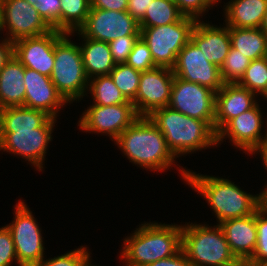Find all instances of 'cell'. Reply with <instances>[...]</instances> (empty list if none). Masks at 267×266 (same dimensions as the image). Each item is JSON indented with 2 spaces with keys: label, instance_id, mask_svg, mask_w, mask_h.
<instances>
[{
  "label": "cell",
  "instance_id": "14",
  "mask_svg": "<svg viewBox=\"0 0 267 266\" xmlns=\"http://www.w3.org/2000/svg\"><path fill=\"white\" fill-rule=\"evenodd\" d=\"M172 71L174 76L206 86L214 92L224 85L220 68L206 60L203 52L192 40L178 53Z\"/></svg>",
  "mask_w": 267,
  "mask_h": 266
},
{
  "label": "cell",
  "instance_id": "7",
  "mask_svg": "<svg viewBox=\"0 0 267 266\" xmlns=\"http://www.w3.org/2000/svg\"><path fill=\"white\" fill-rule=\"evenodd\" d=\"M196 22L194 18L183 16L175 23L140 28V37L149 47L156 67L173 68L178 53L191 40Z\"/></svg>",
  "mask_w": 267,
  "mask_h": 266
},
{
  "label": "cell",
  "instance_id": "46",
  "mask_svg": "<svg viewBox=\"0 0 267 266\" xmlns=\"http://www.w3.org/2000/svg\"><path fill=\"white\" fill-rule=\"evenodd\" d=\"M2 16H3L2 0H0V31H1V26H2Z\"/></svg>",
  "mask_w": 267,
  "mask_h": 266
},
{
  "label": "cell",
  "instance_id": "28",
  "mask_svg": "<svg viewBox=\"0 0 267 266\" xmlns=\"http://www.w3.org/2000/svg\"><path fill=\"white\" fill-rule=\"evenodd\" d=\"M88 91L92 94L95 105H116L132 103L128 101L110 75L96 76L89 79Z\"/></svg>",
  "mask_w": 267,
  "mask_h": 266
},
{
  "label": "cell",
  "instance_id": "6",
  "mask_svg": "<svg viewBox=\"0 0 267 266\" xmlns=\"http://www.w3.org/2000/svg\"><path fill=\"white\" fill-rule=\"evenodd\" d=\"M69 35L63 33L55 42V60L50 79L63 98L73 103L86 95L89 79L84 70L80 46L73 43Z\"/></svg>",
  "mask_w": 267,
  "mask_h": 266
},
{
  "label": "cell",
  "instance_id": "21",
  "mask_svg": "<svg viewBox=\"0 0 267 266\" xmlns=\"http://www.w3.org/2000/svg\"><path fill=\"white\" fill-rule=\"evenodd\" d=\"M191 40L203 52L206 60L221 68L231 48L228 26L219 27L197 21L191 33Z\"/></svg>",
  "mask_w": 267,
  "mask_h": 266
},
{
  "label": "cell",
  "instance_id": "23",
  "mask_svg": "<svg viewBox=\"0 0 267 266\" xmlns=\"http://www.w3.org/2000/svg\"><path fill=\"white\" fill-rule=\"evenodd\" d=\"M25 67L13 57L0 71V109L24 106Z\"/></svg>",
  "mask_w": 267,
  "mask_h": 266
},
{
  "label": "cell",
  "instance_id": "2",
  "mask_svg": "<svg viewBox=\"0 0 267 266\" xmlns=\"http://www.w3.org/2000/svg\"><path fill=\"white\" fill-rule=\"evenodd\" d=\"M130 162L151 171L169 170L176 157L148 116H139L114 141Z\"/></svg>",
  "mask_w": 267,
  "mask_h": 266
},
{
  "label": "cell",
  "instance_id": "11",
  "mask_svg": "<svg viewBox=\"0 0 267 266\" xmlns=\"http://www.w3.org/2000/svg\"><path fill=\"white\" fill-rule=\"evenodd\" d=\"M84 37L110 43L123 36H140L139 22L127 11L90 8L78 30Z\"/></svg>",
  "mask_w": 267,
  "mask_h": 266
},
{
  "label": "cell",
  "instance_id": "8",
  "mask_svg": "<svg viewBox=\"0 0 267 266\" xmlns=\"http://www.w3.org/2000/svg\"><path fill=\"white\" fill-rule=\"evenodd\" d=\"M57 119L50 117L35 129H0V151L19 155L42 171Z\"/></svg>",
  "mask_w": 267,
  "mask_h": 266
},
{
  "label": "cell",
  "instance_id": "16",
  "mask_svg": "<svg viewBox=\"0 0 267 266\" xmlns=\"http://www.w3.org/2000/svg\"><path fill=\"white\" fill-rule=\"evenodd\" d=\"M261 108L257 103L253 108L244 111L237 117L231 119L218 133L217 145L223 139L229 138L231 143L245 154H252L253 151L267 138V128L262 135L263 117Z\"/></svg>",
  "mask_w": 267,
  "mask_h": 266
},
{
  "label": "cell",
  "instance_id": "4",
  "mask_svg": "<svg viewBox=\"0 0 267 266\" xmlns=\"http://www.w3.org/2000/svg\"><path fill=\"white\" fill-rule=\"evenodd\" d=\"M148 117L163 133L168 149L176 158L218 146L217 133L208 122L191 118L169 106L154 110Z\"/></svg>",
  "mask_w": 267,
  "mask_h": 266
},
{
  "label": "cell",
  "instance_id": "27",
  "mask_svg": "<svg viewBox=\"0 0 267 266\" xmlns=\"http://www.w3.org/2000/svg\"><path fill=\"white\" fill-rule=\"evenodd\" d=\"M184 15L173 0H152L144 17L139 21L140 28L163 26L178 22Z\"/></svg>",
  "mask_w": 267,
  "mask_h": 266
},
{
  "label": "cell",
  "instance_id": "26",
  "mask_svg": "<svg viewBox=\"0 0 267 266\" xmlns=\"http://www.w3.org/2000/svg\"><path fill=\"white\" fill-rule=\"evenodd\" d=\"M50 116L44 111L25 106L0 109V129H35L41 127Z\"/></svg>",
  "mask_w": 267,
  "mask_h": 266
},
{
  "label": "cell",
  "instance_id": "47",
  "mask_svg": "<svg viewBox=\"0 0 267 266\" xmlns=\"http://www.w3.org/2000/svg\"><path fill=\"white\" fill-rule=\"evenodd\" d=\"M214 4H217V2L219 3L220 0H211Z\"/></svg>",
  "mask_w": 267,
  "mask_h": 266
},
{
  "label": "cell",
  "instance_id": "45",
  "mask_svg": "<svg viewBox=\"0 0 267 266\" xmlns=\"http://www.w3.org/2000/svg\"><path fill=\"white\" fill-rule=\"evenodd\" d=\"M260 29L267 35V11L264 15V19H263Z\"/></svg>",
  "mask_w": 267,
  "mask_h": 266
},
{
  "label": "cell",
  "instance_id": "17",
  "mask_svg": "<svg viewBox=\"0 0 267 266\" xmlns=\"http://www.w3.org/2000/svg\"><path fill=\"white\" fill-rule=\"evenodd\" d=\"M62 34L53 29L41 36L19 39L14 42V57L24 67L50 77L54 67L55 42Z\"/></svg>",
  "mask_w": 267,
  "mask_h": 266
},
{
  "label": "cell",
  "instance_id": "9",
  "mask_svg": "<svg viewBox=\"0 0 267 266\" xmlns=\"http://www.w3.org/2000/svg\"><path fill=\"white\" fill-rule=\"evenodd\" d=\"M14 208V220L6 226L13 238L18 266H36L45 254L41 228L25 202L19 200Z\"/></svg>",
  "mask_w": 267,
  "mask_h": 266
},
{
  "label": "cell",
  "instance_id": "48",
  "mask_svg": "<svg viewBox=\"0 0 267 266\" xmlns=\"http://www.w3.org/2000/svg\"><path fill=\"white\" fill-rule=\"evenodd\" d=\"M263 203L267 206V197L263 200Z\"/></svg>",
  "mask_w": 267,
  "mask_h": 266
},
{
  "label": "cell",
  "instance_id": "25",
  "mask_svg": "<svg viewBox=\"0 0 267 266\" xmlns=\"http://www.w3.org/2000/svg\"><path fill=\"white\" fill-rule=\"evenodd\" d=\"M228 29L231 46L250 61L267 56V35L260 28Z\"/></svg>",
  "mask_w": 267,
  "mask_h": 266
},
{
  "label": "cell",
  "instance_id": "19",
  "mask_svg": "<svg viewBox=\"0 0 267 266\" xmlns=\"http://www.w3.org/2000/svg\"><path fill=\"white\" fill-rule=\"evenodd\" d=\"M257 95L238 83H224L215 94V124L218 133L231 119L253 108Z\"/></svg>",
  "mask_w": 267,
  "mask_h": 266
},
{
  "label": "cell",
  "instance_id": "24",
  "mask_svg": "<svg viewBox=\"0 0 267 266\" xmlns=\"http://www.w3.org/2000/svg\"><path fill=\"white\" fill-rule=\"evenodd\" d=\"M77 33L82 37L84 43L80 45L83 57V64L86 76L91 79L96 76L109 75L116 66L110 52L109 43L97 41L84 37L79 31Z\"/></svg>",
  "mask_w": 267,
  "mask_h": 266
},
{
  "label": "cell",
  "instance_id": "1",
  "mask_svg": "<svg viewBox=\"0 0 267 266\" xmlns=\"http://www.w3.org/2000/svg\"><path fill=\"white\" fill-rule=\"evenodd\" d=\"M178 170L186 184L204 196L214 211L218 224L228 219L249 216L263 204L260 193H247L229 179L196 174L186 168Z\"/></svg>",
  "mask_w": 267,
  "mask_h": 266
},
{
  "label": "cell",
  "instance_id": "31",
  "mask_svg": "<svg viewBox=\"0 0 267 266\" xmlns=\"http://www.w3.org/2000/svg\"><path fill=\"white\" fill-rule=\"evenodd\" d=\"M238 84L256 95L265 97L267 95V56L250 61Z\"/></svg>",
  "mask_w": 267,
  "mask_h": 266
},
{
  "label": "cell",
  "instance_id": "10",
  "mask_svg": "<svg viewBox=\"0 0 267 266\" xmlns=\"http://www.w3.org/2000/svg\"><path fill=\"white\" fill-rule=\"evenodd\" d=\"M215 94L206 86L174 77L169 107L191 118L215 124Z\"/></svg>",
  "mask_w": 267,
  "mask_h": 266
},
{
  "label": "cell",
  "instance_id": "40",
  "mask_svg": "<svg viewBox=\"0 0 267 266\" xmlns=\"http://www.w3.org/2000/svg\"><path fill=\"white\" fill-rule=\"evenodd\" d=\"M147 266H193V264L189 261L183 249L181 248L173 256L165 259H160Z\"/></svg>",
  "mask_w": 267,
  "mask_h": 266
},
{
  "label": "cell",
  "instance_id": "33",
  "mask_svg": "<svg viewBox=\"0 0 267 266\" xmlns=\"http://www.w3.org/2000/svg\"><path fill=\"white\" fill-rule=\"evenodd\" d=\"M249 64L250 60L231 46L226 60L220 68L223 82L238 83L245 74Z\"/></svg>",
  "mask_w": 267,
  "mask_h": 266
},
{
  "label": "cell",
  "instance_id": "3",
  "mask_svg": "<svg viewBox=\"0 0 267 266\" xmlns=\"http://www.w3.org/2000/svg\"><path fill=\"white\" fill-rule=\"evenodd\" d=\"M125 266H147L176 254L182 245V225L146 222L124 239ZM125 261V262H124Z\"/></svg>",
  "mask_w": 267,
  "mask_h": 266
},
{
  "label": "cell",
  "instance_id": "39",
  "mask_svg": "<svg viewBox=\"0 0 267 266\" xmlns=\"http://www.w3.org/2000/svg\"><path fill=\"white\" fill-rule=\"evenodd\" d=\"M140 36H123L109 43L110 52L115 63H125L135 42Z\"/></svg>",
  "mask_w": 267,
  "mask_h": 266
},
{
  "label": "cell",
  "instance_id": "49",
  "mask_svg": "<svg viewBox=\"0 0 267 266\" xmlns=\"http://www.w3.org/2000/svg\"><path fill=\"white\" fill-rule=\"evenodd\" d=\"M258 266H267V263H265V264H261V265H258Z\"/></svg>",
  "mask_w": 267,
  "mask_h": 266
},
{
  "label": "cell",
  "instance_id": "44",
  "mask_svg": "<svg viewBox=\"0 0 267 266\" xmlns=\"http://www.w3.org/2000/svg\"><path fill=\"white\" fill-rule=\"evenodd\" d=\"M260 153L261 159L263 162V166L267 170V138L253 151L252 154ZM265 189L260 192L262 199L264 200L267 197V185L264 187Z\"/></svg>",
  "mask_w": 267,
  "mask_h": 266
},
{
  "label": "cell",
  "instance_id": "36",
  "mask_svg": "<svg viewBox=\"0 0 267 266\" xmlns=\"http://www.w3.org/2000/svg\"><path fill=\"white\" fill-rule=\"evenodd\" d=\"M125 63L140 72H145L156 68L149 47L141 37H139L135 42L133 49Z\"/></svg>",
  "mask_w": 267,
  "mask_h": 266
},
{
  "label": "cell",
  "instance_id": "20",
  "mask_svg": "<svg viewBox=\"0 0 267 266\" xmlns=\"http://www.w3.org/2000/svg\"><path fill=\"white\" fill-rule=\"evenodd\" d=\"M232 254L240 263L253 255L257 243L256 212L219 223Z\"/></svg>",
  "mask_w": 267,
  "mask_h": 266
},
{
  "label": "cell",
  "instance_id": "34",
  "mask_svg": "<svg viewBox=\"0 0 267 266\" xmlns=\"http://www.w3.org/2000/svg\"><path fill=\"white\" fill-rule=\"evenodd\" d=\"M88 251L87 247L81 246L54 258H43L36 266H93L90 262L91 253Z\"/></svg>",
  "mask_w": 267,
  "mask_h": 266
},
{
  "label": "cell",
  "instance_id": "30",
  "mask_svg": "<svg viewBox=\"0 0 267 266\" xmlns=\"http://www.w3.org/2000/svg\"><path fill=\"white\" fill-rule=\"evenodd\" d=\"M141 73L126 63H117L109 75L124 97L133 103L138 91Z\"/></svg>",
  "mask_w": 267,
  "mask_h": 266
},
{
  "label": "cell",
  "instance_id": "32",
  "mask_svg": "<svg viewBox=\"0 0 267 266\" xmlns=\"http://www.w3.org/2000/svg\"><path fill=\"white\" fill-rule=\"evenodd\" d=\"M257 243L252 257L246 266H258L267 263V206L263 203L256 210Z\"/></svg>",
  "mask_w": 267,
  "mask_h": 266
},
{
  "label": "cell",
  "instance_id": "38",
  "mask_svg": "<svg viewBox=\"0 0 267 266\" xmlns=\"http://www.w3.org/2000/svg\"><path fill=\"white\" fill-rule=\"evenodd\" d=\"M18 264L13 238L7 226L0 228V266H12Z\"/></svg>",
  "mask_w": 267,
  "mask_h": 266
},
{
  "label": "cell",
  "instance_id": "15",
  "mask_svg": "<svg viewBox=\"0 0 267 266\" xmlns=\"http://www.w3.org/2000/svg\"><path fill=\"white\" fill-rule=\"evenodd\" d=\"M174 77L172 69L165 67H156L141 73L133 102L139 116H149L154 110L169 106Z\"/></svg>",
  "mask_w": 267,
  "mask_h": 266
},
{
  "label": "cell",
  "instance_id": "5",
  "mask_svg": "<svg viewBox=\"0 0 267 266\" xmlns=\"http://www.w3.org/2000/svg\"><path fill=\"white\" fill-rule=\"evenodd\" d=\"M193 266H239L219 226L186 223L182 226V245Z\"/></svg>",
  "mask_w": 267,
  "mask_h": 266
},
{
  "label": "cell",
  "instance_id": "18",
  "mask_svg": "<svg viewBox=\"0 0 267 266\" xmlns=\"http://www.w3.org/2000/svg\"><path fill=\"white\" fill-rule=\"evenodd\" d=\"M23 81L26 86L24 106L44 111L57 119L59 110L68 102L59 93L50 77L25 67Z\"/></svg>",
  "mask_w": 267,
  "mask_h": 266
},
{
  "label": "cell",
  "instance_id": "13",
  "mask_svg": "<svg viewBox=\"0 0 267 266\" xmlns=\"http://www.w3.org/2000/svg\"><path fill=\"white\" fill-rule=\"evenodd\" d=\"M2 11L1 30L7 31L6 39L13 43L19 39L41 36L53 30L26 0H2Z\"/></svg>",
  "mask_w": 267,
  "mask_h": 266
},
{
  "label": "cell",
  "instance_id": "22",
  "mask_svg": "<svg viewBox=\"0 0 267 266\" xmlns=\"http://www.w3.org/2000/svg\"><path fill=\"white\" fill-rule=\"evenodd\" d=\"M224 6L226 26L260 28L267 11V0H230Z\"/></svg>",
  "mask_w": 267,
  "mask_h": 266
},
{
  "label": "cell",
  "instance_id": "43",
  "mask_svg": "<svg viewBox=\"0 0 267 266\" xmlns=\"http://www.w3.org/2000/svg\"><path fill=\"white\" fill-rule=\"evenodd\" d=\"M14 57V43L4 38L0 42V71Z\"/></svg>",
  "mask_w": 267,
  "mask_h": 266
},
{
  "label": "cell",
  "instance_id": "37",
  "mask_svg": "<svg viewBox=\"0 0 267 266\" xmlns=\"http://www.w3.org/2000/svg\"><path fill=\"white\" fill-rule=\"evenodd\" d=\"M178 6L179 11L187 17L200 21V17L213 8L215 5L211 0H173ZM203 14V15H202Z\"/></svg>",
  "mask_w": 267,
  "mask_h": 266
},
{
  "label": "cell",
  "instance_id": "29",
  "mask_svg": "<svg viewBox=\"0 0 267 266\" xmlns=\"http://www.w3.org/2000/svg\"><path fill=\"white\" fill-rule=\"evenodd\" d=\"M61 32L78 31L86 22L91 8V0H60Z\"/></svg>",
  "mask_w": 267,
  "mask_h": 266
},
{
  "label": "cell",
  "instance_id": "42",
  "mask_svg": "<svg viewBox=\"0 0 267 266\" xmlns=\"http://www.w3.org/2000/svg\"><path fill=\"white\" fill-rule=\"evenodd\" d=\"M152 0H128L127 12L138 22L144 17Z\"/></svg>",
  "mask_w": 267,
  "mask_h": 266
},
{
  "label": "cell",
  "instance_id": "12",
  "mask_svg": "<svg viewBox=\"0 0 267 266\" xmlns=\"http://www.w3.org/2000/svg\"><path fill=\"white\" fill-rule=\"evenodd\" d=\"M82 115L78 121L82 131L102 133L111 137L112 141L139 117L133 103L107 106L92 104Z\"/></svg>",
  "mask_w": 267,
  "mask_h": 266
},
{
  "label": "cell",
  "instance_id": "35",
  "mask_svg": "<svg viewBox=\"0 0 267 266\" xmlns=\"http://www.w3.org/2000/svg\"><path fill=\"white\" fill-rule=\"evenodd\" d=\"M38 11L45 22L54 30L61 32L60 0H26Z\"/></svg>",
  "mask_w": 267,
  "mask_h": 266
},
{
  "label": "cell",
  "instance_id": "41",
  "mask_svg": "<svg viewBox=\"0 0 267 266\" xmlns=\"http://www.w3.org/2000/svg\"><path fill=\"white\" fill-rule=\"evenodd\" d=\"M91 8L127 11L128 0H91Z\"/></svg>",
  "mask_w": 267,
  "mask_h": 266
}]
</instances>
